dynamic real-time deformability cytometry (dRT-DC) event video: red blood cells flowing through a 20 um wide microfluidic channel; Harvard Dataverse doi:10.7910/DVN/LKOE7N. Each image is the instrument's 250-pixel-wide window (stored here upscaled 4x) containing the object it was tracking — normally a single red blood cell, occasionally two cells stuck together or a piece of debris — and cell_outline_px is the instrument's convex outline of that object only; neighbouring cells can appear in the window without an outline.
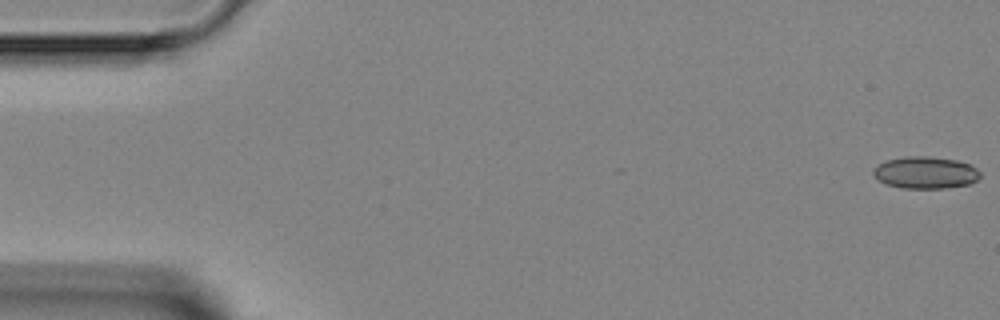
{"species": "Egyptian fruit bat (a non-hibernating species)", "species_latin": "Rousettus aegyptiacus", "temperature_condition": "room temperature", "stored_images_in_passage": 5, "camera_frame_rate_fps": 3000, "um_per_image_px": 0.085, "animal": {"sex": "female"}, "frame": {"image": 1, "passage_image": 1, "time_ms": 0.0, "image_size_px": [1000, 320], "cell_outline_px": [[980, 176], [976, 180], [968, 184], [944, 188], [904, 188], [888, 184], [876, 180], [872, 176], [872, 172], [884, 160], [904, 156], [928, 156], [956, 160], [968, 164], [976, 168], [980, 172]], "centroid_in_image_um": [78.63, 14.66], "position_along_channel_um": 6.4, "area_um2": 19.88}}
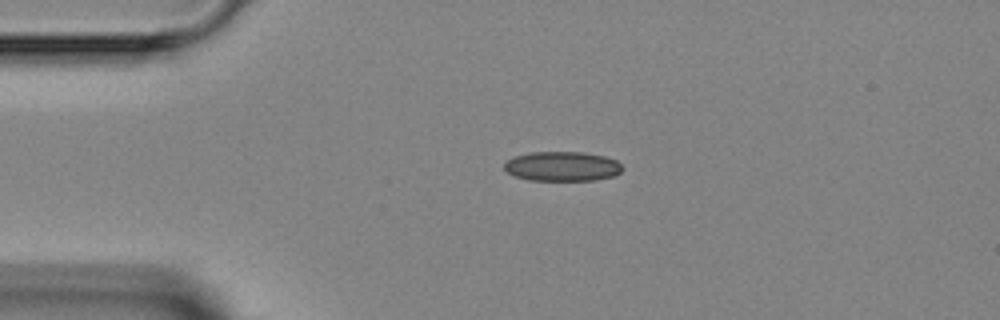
{"frame": {"image": 2, "passage_image": 4, "time_ms": 3.333, "image_size_px": [1000, 320], "cell_outline_px": [[624, 168], [616, 176], [596, 180], [528, 180], [516, 176], [508, 172], [504, 168], [504, 164], [508, 160], [516, 156], [528, 152], [584, 152], [604, 156], [616, 160]], "centroid_in_image_um": [47.83, 14.14], "position_along_channel_um": 37.2, "area_um2": 20.4}}